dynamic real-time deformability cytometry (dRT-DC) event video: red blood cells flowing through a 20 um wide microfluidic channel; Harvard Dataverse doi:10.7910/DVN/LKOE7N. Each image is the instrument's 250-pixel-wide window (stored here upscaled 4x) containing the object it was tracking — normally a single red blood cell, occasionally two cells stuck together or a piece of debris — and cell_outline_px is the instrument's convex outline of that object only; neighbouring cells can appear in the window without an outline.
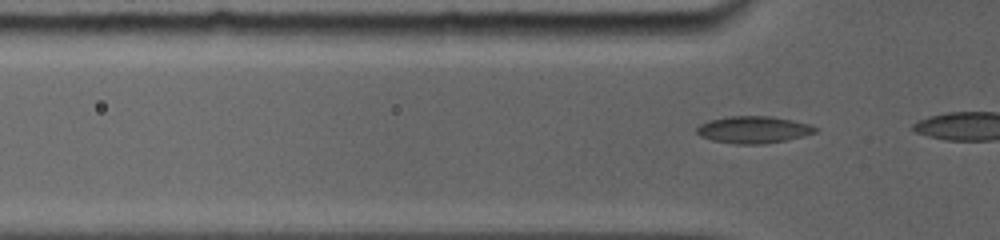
{"species": "common noctule bat (a hibernating species)", "species_latin": "Nyctalus noctula", "temperature_condition": "room temperature", "stored_images_in_passage": 5, "camera_frame_rate_fps": 5000, "um_per_image_px": 0.085, "animal": {"sex": "female", "body_mass_g": 19.0, "forearm_length_mm": 56.7}, "frame": {"image": 1, "passage_image": 3, "time_ms": 0.6, "image_size_px": [1000, 240], "cell_outline_px": [[820, 128], [816, 132], [804, 136], [764, 144], [736, 144], [712, 140], [700, 136], [696, 132], [696, 128], [700, 124], [708, 120], [728, 116], [772, 116], [792, 120], [808, 124]], "centroid_in_image_um": [64.03, 11.02], "position_along_channel_um": 61.8, "area_um2": 18.73}}